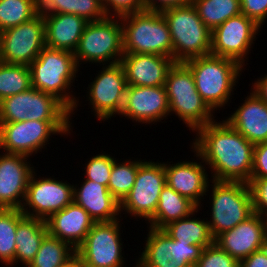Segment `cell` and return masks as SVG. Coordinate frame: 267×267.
<instances>
[{
	"mask_svg": "<svg viewBox=\"0 0 267 267\" xmlns=\"http://www.w3.org/2000/svg\"><path fill=\"white\" fill-rule=\"evenodd\" d=\"M192 149L211 169L212 180L248 183L254 145L226 120L208 123L196 131Z\"/></svg>",
	"mask_w": 267,
	"mask_h": 267,
	"instance_id": "1",
	"label": "cell"
},
{
	"mask_svg": "<svg viewBox=\"0 0 267 267\" xmlns=\"http://www.w3.org/2000/svg\"><path fill=\"white\" fill-rule=\"evenodd\" d=\"M29 68L31 86L55 96L74 114L79 102L69 91L79 71L74 53L45 46Z\"/></svg>",
	"mask_w": 267,
	"mask_h": 267,
	"instance_id": "2",
	"label": "cell"
},
{
	"mask_svg": "<svg viewBox=\"0 0 267 267\" xmlns=\"http://www.w3.org/2000/svg\"><path fill=\"white\" fill-rule=\"evenodd\" d=\"M183 63L192 72L195 87L201 98L213 111L228 104L244 69L233 59L211 54L191 58Z\"/></svg>",
	"mask_w": 267,
	"mask_h": 267,
	"instance_id": "3",
	"label": "cell"
},
{
	"mask_svg": "<svg viewBox=\"0 0 267 267\" xmlns=\"http://www.w3.org/2000/svg\"><path fill=\"white\" fill-rule=\"evenodd\" d=\"M123 52L154 54L173 58L170 31L161 11L143 10L120 16Z\"/></svg>",
	"mask_w": 267,
	"mask_h": 267,
	"instance_id": "4",
	"label": "cell"
},
{
	"mask_svg": "<svg viewBox=\"0 0 267 267\" xmlns=\"http://www.w3.org/2000/svg\"><path fill=\"white\" fill-rule=\"evenodd\" d=\"M161 13L170 31L175 62L211 54L212 31L204 25L192 3L170 7Z\"/></svg>",
	"mask_w": 267,
	"mask_h": 267,
	"instance_id": "5",
	"label": "cell"
},
{
	"mask_svg": "<svg viewBox=\"0 0 267 267\" xmlns=\"http://www.w3.org/2000/svg\"><path fill=\"white\" fill-rule=\"evenodd\" d=\"M120 21L118 16H106L101 20L87 23L74 52L78 68L79 62L100 65L120 63L124 54L123 27Z\"/></svg>",
	"mask_w": 267,
	"mask_h": 267,
	"instance_id": "6",
	"label": "cell"
},
{
	"mask_svg": "<svg viewBox=\"0 0 267 267\" xmlns=\"http://www.w3.org/2000/svg\"><path fill=\"white\" fill-rule=\"evenodd\" d=\"M211 183L212 209L208 224L216 238L249 218L254 211L247 183L215 180Z\"/></svg>",
	"mask_w": 267,
	"mask_h": 267,
	"instance_id": "7",
	"label": "cell"
},
{
	"mask_svg": "<svg viewBox=\"0 0 267 267\" xmlns=\"http://www.w3.org/2000/svg\"><path fill=\"white\" fill-rule=\"evenodd\" d=\"M71 111L55 96L34 87L0 101V123L69 121Z\"/></svg>",
	"mask_w": 267,
	"mask_h": 267,
	"instance_id": "8",
	"label": "cell"
},
{
	"mask_svg": "<svg viewBox=\"0 0 267 267\" xmlns=\"http://www.w3.org/2000/svg\"><path fill=\"white\" fill-rule=\"evenodd\" d=\"M71 124L70 121L29 120L0 123V149L29 157L42 150L51 140V135H70Z\"/></svg>",
	"mask_w": 267,
	"mask_h": 267,
	"instance_id": "9",
	"label": "cell"
},
{
	"mask_svg": "<svg viewBox=\"0 0 267 267\" xmlns=\"http://www.w3.org/2000/svg\"><path fill=\"white\" fill-rule=\"evenodd\" d=\"M120 219L95 222L84 242L76 249L83 267H123Z\"/></svg>",
	"mask_w": 267,
	"mask_h": 267,
	"instance_id": "10",
	"label": "cell"
},
{
	"mask_svg": "<svg viewBox=\"0 0 267 267\" xmlns=\"http://www.w3.org/2000/svg\"><path fill=\"white\" fill-rule=\"evenodd\" d=\"M166 185L164 163L143 161L129 194L120 203V211L149 221L155 214L159 196Z\"/></svg>",
	"mask_w": 267,
	"mask_h": 267,
	"instance_id": "11",
	"label": "cell"
},
{
	"mask_svg": "<svg viewBox=\"0 0 267 267\" xmlns=\"http://www.w3.org/2000/svg\"><path fill=\"white\" fill-rule=\"evenodd\" d=\"M135 267H194L203 248L172 240L163 229L149 227Z\"/></svg>",
	"mask_w": 267,
	"mask_h": 267,
	"instance_id": "12",
	"label": "cell"
},
{
	"mask_svg": "<svg viewBox=\"0 0 267 267\" xmlns=\"http://www.w3.org/2000/svg\"><path fill=\"white\" fill-rule=\"evenodd\" d=\"M45 22L37 14L31 20L0 32V60L29 66L45 47Z\"/></svg>",
	"mask_w": 267,
	"mask_h": 267,
	"instance_id": "13",
	"label": "cell"
},
{
	"mask_svg": "<svg viewBox=\"0 0 267 267\" xmlns=\"http://www.w3.org/2000/svg\"><path fill=\"white\" fill-rule=\"evenodd\" d=\"M88 85V101L93 107L92 112L100 121L111 119L114 115H120L127 88V82L123 67L120 63L103 65L101 71Z\"/></svg>",
	"mask_w": 267,
	"mask_h": 267,
	"instance_id": "14",
	"label": "cell"
},
{
	"mask_svg": "<svg viewBox=\"0 0 267 267\" xmlns=\"http://www.w3.org/2000/svg\"><path fill=\"white\" fill-rule=\"evenodd\" d=\"M260 28L242 13L229 18L212 31L211 55L233 59L245 67L246 56Z\"/></svg>",
	"mask_w": 267,
	"mask_h": 267,
	"instance_id": "15",
	"label": "cell"
},
{
	"mask_svg": "<svg viewBox=\"0 0 267 267\" xmlns=\"http://www.w3.org/2000/svg\"><path fill=\"white\" fill-rule=\"evenodd\" d=\"M73 186L67 181H58L51 177L36 178L34 171L27 186L21 212L25 216L46 220L73 202Z\"/></svg>",
	"mask_w": 267,
	"mask_h": 267,
	"instance_id": "16",
	"label": "cell"
},
{
	"mask_svg": "<svg viewBox=\"0 0 267 267\" xmlns=\"http://www.w3.org/2000/svg\"><path fill=\"white\" fill-rule=\"evenodd\" d=\"M120 115L144 124L166 119L171 114L165 86H127Z\"/></svg>",
	"mask_w": 267,
	"mask_h": 267,
	"instance_id": "17",
	"label": "cell"
},
{
	"mask_svg": "<svg viewBox=\"0 0 267 267\" xmlns=\"http://www.w3.org/2000/svg\"><path fill=\"white\" fill-rule=\"evenodd\" d=\"M27 158L19 154H0V208H22L29 180L35 171Z\"/></svg>",
	"mask_w": 267,
	"mask_h": 267,
	"instance_id": "18",
	"label": "cell"
},
{
	"mask_svg": "<svg viewBox=\"0 0 267 267\" xmlns=\"http://www.w3.org/2000/svg\"><path fill=\"white\" fill-rule=\"evenodd\" d=\"M267 219L253 213L234 228L222 232L215 243L239 262L265 246Z\"/></svg>",
	"mask_w": 267,
	"mask_h": 267,
	"instance_id": "19",
	"label": "cell"
},
{
	"mask_svg": "<svg viewBox=\"0 0 267 267\" xmlns=\"http://www.w3.org/2000/svg\"><path fill=\"white\" fill-rule=\"evenodd\" d=\"M174 63L168 56L138 53H125L120 60L127 86H164Z\"/></svg>",
	"mask_w": 267,
	"mask_h": 267,
	"instance_id": "20",
	"label": "cell"
},
{
	"mask_svg": "<svg viewBox=\"0 0 267 267\" xmlns=\"http://www.w3.org/2000/svg\"><path fill=\"white\" fill-rule=\"evenodd\" d=\"M196 157L202 162L182 161L175 164H165L166 183L177 193L192 201L200 208L201 197L209 191V177L204 167L202 157L194 150ZM201 163H204L203 165ZM208 189V190H207Z\"/></svg>",
	"mask_w": 267,
	"mask_h": 267,
	"instance_id": "21",
	"label": "cell"
},
{
	"mask_svg": "<svg viewBox=\"0 0 267 267\" xmlns=\"http://www.w3.org/2000/svg\"><path fill=\"white\" fill-rule=\"evenodd\" d=\"M48 234L69 243L75 250L84 242L95 221L74 201L46 220Z\"/></svg>",
	"mask_w": 267,
	"mask_h": 267,
	"instance_id": "22",
	"label": "cell"
},
{
	"mask_svg": "<svg viewBox=\"0 0 267 267\" xmlns=\"http://www.w3.org/2000/svg\"><path fill=\"white\" fill-rule=\"evenodd\" d=\"M226 121L253 145L267 142V103L252 91Z\"/></svg>",
	"mask_w": 267,
	"mask_h": 267,
	"instance_id": "23",
	"label": "cell"
},
{
	"mask_svg": "<svg viewBox=\"0 0 267 267\" xmlns=\"http://www.w3.org/2000/svg\"><path fill=\"white\" fill-rule=\"evenodd\" d=\"M80 187L73 186V201L81 206L95 222L118 220L120 203L108 188L92 180L84 179Z\"/></svg>",
	"mask_w": 267,
	"mask_h": 267,
	"instance_id": "24",
	"label": "cell"
},
{
	"mask_svg": "<svg viewBox=\"0 0 267 267\" xmlns=\"http://www.w3.org/2000/svg\"><path fill=\"white\" fill-rule=\"evenodd\" d=\"M45 46L75 52L88 21L70 13L51 14L44 18Z\"/></svg>",
	"mask_w": 267,
	"mask_h": 267,
	"instance_id": "25",
	"label": "cell"
},
{
	"mask_svg": "<svg viewBox=\"0 0 267 267\" xmlns=\"http://www.w3.org/2000/svg\"><path fill=\"white\" fill-rule=\"evenodd\" d=\"M47 234L45 220L25 216L21 209H18V225L15 235L16 250L14 263L11 266L21 262L24 267H27L34 260Z\"/></svg>",
	"mask_w": 267,
	"mask_h": 267,
	"instance_id": "26",
	"label": "cell"
},
{
	"mask_svg": "<svg viewBox=\"0 0 267 267\" xmlns=\"http://www.w3.org/2000/svg\"><path fill=\"white\" fill-rule=\"evenodd\" d=\"M197 208L192 201L177 193L166 183L160 193L155 214L147 223L152 228L162 229L170 222L187 217Z\"/></svg>",
	"mask_w": 267,
	"mask_h": 267,
	"instance_id": "27",
	"label": "cell"
},
{
	"mask_svg": "<svg viewBox=\"0 0 267 267\" xmlns=\"http://www.w3.org/2000/svg\"><path fill=\"white\" fill-rule=\"evenodd\" d=\"M168 101L170 113L178 116L194 133L215 120V111L206 104L201 95L168 97Z\"/></svg>",
	"mask_w": 267,
	"mask_h": 267,
	"instance_id": "28",
	"label": "cell"
},
{
	"mask_svg": "<svg viewBox=\"0 0 267 267\" xmlns=\"http://www.w3.org/2000/svg\"><path fill=\"white\" fill-rule=\"evenodd\" d=\"M199 210L200 208H197L192 214L170 222L162 229L172 240L189 243V245H199L202 248L207 247L215 242V238L211 233L207 218L206 221H204L205 219L193 218Z\"/></svg>",
	"mask_w": 267,
	"mask_h": 267,
	"instance_id": "29",
	"label": "cell"
},
{
	"mask_svg": "<svg viewBox=\"0 0 267 267\" xmlns=\"http://www.w3.org/2000/svg\"><path fill=\"white\" fill-rule=\"evenodd\" d=\"M37 6L38 14L43 18L51 14L70 13L92 22L107 16L102 0H37Z\"/></svg>",
	"mask_w": 267,
	"mask_h": 267,
	"instance_id": "30",
	"label": "cell"
},
{
	"mask_svg": "<svg viewBox=\"0 0 267 267\" xmlns=\"http://www.w3.org/2000/svg\"><path fill=\"white\" fill-rule=\"evenodd\" d=\"M191 3L211 31L229 18L241 14L240 0H191Z\"/></svg>",
	"mask_w": 267,
	"mask_h": 267,
	"instance_id": "31",
	"label": "cell"
},
{
	"mask_svg": "<svg viewBox=\"0 0 267 267\" xmlns=\"http://www.w3.org/2000/svg\"><path fill=\"white\" fill-rule=\"evenodd\" d=\"M76 253L66 241L47 234L27 267H59Z\"/></svg>",
	"mask_w": 267,
	"mask_h": 267,
	"instance_id": "32",
	"label": "cell"
},
{
	"mask_svg": "<svg viewBox=\"0 0 267 267\" xmlns=\"http://www.w3.org/2000/svg\"><path fill=\"white\" fill-rule=\"evenodd\" d=\"M31 87L29 66L0 62V101Z\"/></svg>",
	"mask_w": 267,
	"mask_h": 267,
	"instance_id": "33",
	"label": "cell"
},
{
	"mask_svg": "<svg viewBox=\"0 0 267 267\" xmlns=\"http://www.w3.org/2000/svg\"><path fill=\"white\" fill-rule=\"evenodd\" d=\"M143 161L144 160L131 161V159L119 163L116 160L114 161L107 188L119 203L124 200L132 189L137 176L138 167Z\"/></svg>",
	"mask_w": 267,
	"mask_h": 267,
	"instance_id": "34",
	"label": "cell"
},
{
	"mask_svg": "<svg viewBox=\"0 0 267 267\" xmlns=\"http://www.w3.org/2000/svg\"><path fill=\"white\" fill-rule=\"evenodd\" d=\"M37 14V0H0V32L27 22Z\"/></svg>",
	"mask_w": 267,
	"mask_h": 267,
	"instance_id": "35",
	"label": "cell"
},
{
	"mask_svg": "<svg viewBox=\"0 0 267 267\" xmlns=\"http://www.w3.org/2000/svg\"><path fill=\"white\" fill-rule=\"evenodd\" d=\"M18 225V209L0 208V262L6 266L14 263Z\"/></svg>",
	"mask_w": 267,
	"mask_h": 267,
	"instance_id": "36",
	"label": "cell"
},
{
	"mask_svg": "<svg viewBox=\"0 0 267 267\" xmlns=\"http://www.w3.org/2000/svg\"><path fill=\"white\" fill-rule=\"evenodd\" d=\"M164 86L168 97L200 95L192 72L183 62H175L169 69Z\"/></svg>",
	"mask_w": 267,
	"mask_h": 267,
	"instance_id": "37",
	"label": "cell"
},
{
	"mask_svg": "<svg viewBox=\"0 0 267 267\" xmlns=\"http://www.w3.org/2000/svg\"><path fill=\"white\" fill-rule=\"evenodd\" d=\"M194 267H240V262L214 242L203 248Z\"/></svg>",
	"mask_w": 267,
	"mask_h": 267,
	"instance_id": "38",
	"label": "cell"
},
{
	"mask_svg": "<svg viewBox=\"0 0 267 267\" xmlns=\"http://www.w3.org/2000/svg\"><path fill=\"white\" fill-rule=\"evenodd\" d=\"M116 159L106 153H101L90 158L86 164L85 179L92 180L108 187L111 169Z\"/></svg>",
	"mask_w": 267,
	"mask_h": 267,
	"instance_id": "39",
	"label": "cell"
},
{
	"mask_svg": "<svg viewBox=\"0 0 267 267\" xmlns=\"http://www.w3.org/2000/svg\"><path fill=\"white\" fill-rule=\"evenodd\" d=\"M247 184L254 213L267 219V178H250Z\"/></svg>",
	"mask_w": 267,
	"mask_h": 267,
	"instance_id": "40",
	"label": "cell"
},
{
	"mask_svg": "<svg viewBox=\"0 0 267 267\" xmlns=\"http://www.w3.org/2000/svg\"><path fill=\"white\" fill-rule=\"evenodd\" d=\"M102 3L107 16L120 17L145 10L143 0H102Z\"/></svg>",
	"mask_w": 267,
	"mask_h": 267,
	"instance_id": "41",
	"label": "cell"
},
{
	"mask_svg": "<svg viewBox=\"0 0 267 267\" xmlns=\"http://www.w3.org/2000/svg\"><path fill=\"white\" fill-rule=\"evenodd\" d=\"M240 3L241 13L261 27L267 18V0H240Z\"/></svg>",
	"mask_w": 267,
	"mask_h": 267,
	"instance_id": "42",
	"label": "cell"
},
{
	"mask_svg": "<svg viewBox=\"0 0 267 267\" xmlns=\"http://www.w3.org/2000/svg\"><path fill=\"white\" fill-rule=\"evenodd\" d=\"M251 178H267V142L254 145Z\"/></svg>",
	"mask_w": 267,
	"mask_h": 267,
	"instance_id": "43",
	"label": "cell"
},
{
	"mask_svg": "<svg viewBox=\"0 0 267 267\" xmlns=\"http://www.w3.org/2000/svg\"><path fill=\"white\" fill-rule=\"evenodd\" d=\"M145 10L162 11L170 7L183 6L191 3V0H143Z\"/></svg>",
	"mask_w": 267,
	"mask_h": 267,
	"instance_id": "44",
	"label": "cell"
},
{
	"mask_svg": "<svg viewBox=\"0 0 267 267\" xmlns=\"http://www.w3.org/2000/svg\"><path fill=\"white\" fill-rule=\"evenodd\" d=\"M240 267H267V249L256 250L240 261Z\"/></svg>",
	"mask_w": 267,
	"mask_h": 267,
	"instance_id": "45",
	"label": "cell"
},
{
	"mask_svg": "<svg viewBox=\"0 0 267 267\" xmlns=\"http://www.w3.org/2000/svg\"><path fill=\"white\" fill-rule=\"evenodd\" d=\"M252 84L253 88L251 91L267 103V75L257 79L255 83Z\"/></svg>",
	"mask_w": 267,
	"mask_h": 267,
	"instance_id": "46",
	"label": "cell"
},
{
	"mask_svg": "<svg viewBox=\"0 0 267 267\" xmlns=\"http://www.w3.org/2000/svg\"><path fill=\"white\" fill-rule=\"evenodd\" d=\"M59 267H83L81 257L77 253H75L71 258H69Z\"/></svg>",
	"mask_w": 267,
	"mask_h": 267,
	"instance_id": "47",
	"label": "cell"
}]
</instances>
